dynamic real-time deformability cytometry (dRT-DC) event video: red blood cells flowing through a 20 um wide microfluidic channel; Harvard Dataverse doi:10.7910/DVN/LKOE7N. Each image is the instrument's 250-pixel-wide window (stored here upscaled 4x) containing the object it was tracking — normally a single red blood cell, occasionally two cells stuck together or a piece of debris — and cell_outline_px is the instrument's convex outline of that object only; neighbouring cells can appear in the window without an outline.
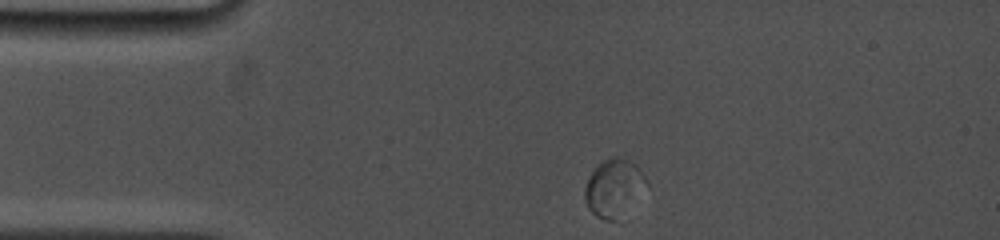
{"species": "common noctule bat (a hibernating species)", "species_latin": "Nyctalus noctula", "temperature_condition": "cold", "stored_images_in_passage": 24, "camera_frame_rate_fps": 5000, "um_per_image_px": 0.085, "animal": {"sex": "female", "body_mass_g": 19.0, "forearm_length_mm": 53.3}, "frame": {"image": 1, "passage_image": 1, "time_ms": 0.0, "image_size_px": [1000, 240], "cell_outline_px": [[648, 184], [612, 220], [604, 220], [596, 216], [588, 208], [584, 200], [584, 188], [592, 172], [604, 160], [616, 156], [636, 164], [648, 180]], "centroid_in_image_um": [52.12, 15.91], "position_along_channel_um": 32.9, "area_um2": 19.48}}
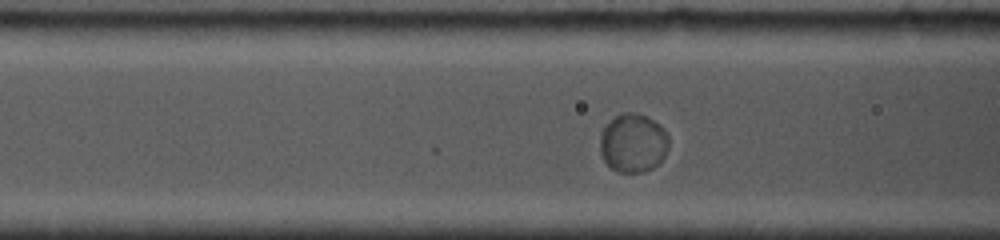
{"frame": {"image": 2, "passage_image": 11, "time_ms": 3.2, "image_size_px": [1000, 240], "cell_outline_px": [[668, 148], [664, 156], [652, 168], [644, 172], [616, 172], [604, 160], [600, 152], [600, 132], [620, 112], [636, 112], [648, 116], [660, 124], [664, 128], [668, 136]], "centroid_in_image_um": [53.82, 12.13], "position_along_channel_um": 112.8, "area_um2": 23.64}}
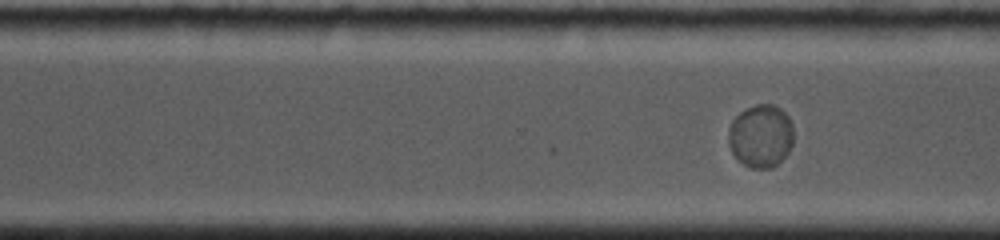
{"frame": {"image": 3, "passage_image": 24, "time_ms": 8.4, "image_size_px": [1000, 240], "cell_outline_px": [[792, 144], [788, 152], [772, 168], [752, 168], [744, 164], [732, 152], [728, 144], [728, 128], [732, 120], [744, 108], [756, 104], [772, 104], [780, 108], [788, 116], [792, 124]], "centroid_in_image_um": [64.65, 11.53], "position_along_channel_um": 306.0, "area_um2": 23.87}}